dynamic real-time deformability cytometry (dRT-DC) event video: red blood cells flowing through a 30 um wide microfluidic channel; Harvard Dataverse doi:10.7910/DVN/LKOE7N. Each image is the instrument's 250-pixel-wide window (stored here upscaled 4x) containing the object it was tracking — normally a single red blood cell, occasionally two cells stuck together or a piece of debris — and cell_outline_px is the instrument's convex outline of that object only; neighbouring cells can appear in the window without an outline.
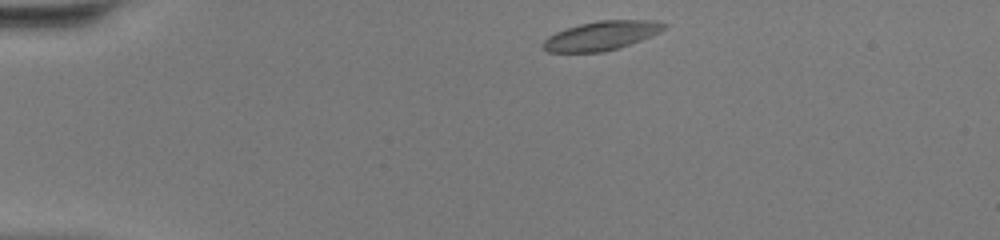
{"species": "common noctule bat (a hibernating species)", "species_latin": "Nyctalus noctula", "temperature_condition": "warm", "stored_images_in_passage": 39, "camera_frame_rate_fps": 3000, "um_per_image_px": 0.085, "animal": {"sex": "female", "body_mass_g": 20.0, "forearm_length_mm": 54.0}, "frame": {"image": 1, "passage_image": 1, "time_ms": 0.0, "image_size_px": [1000, 240], "cell_outline_px": [[668, 28], [660, 32], [620, 48], [604, 52], [548, 52], [540, 44], [548, 36], [556, 32], [580, 24], [600, 20], [656, 20], [668, 24]], "centroid_in_image_um": [51.15, 3.03], "position_along_channel_um": 33.8, "area_um2": 20.58}}
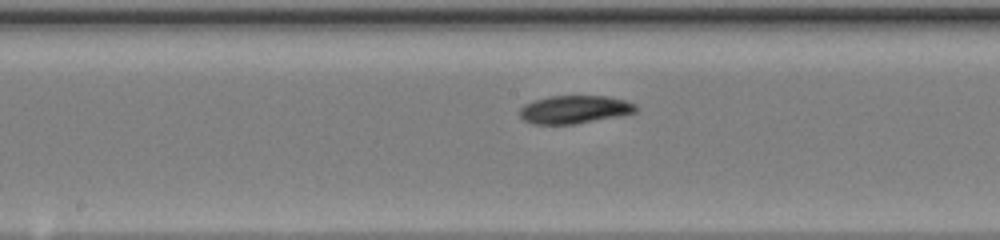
{"frame": {"image": 2, "passage_image": 17, "time_ms": 5.333, "image_size_px": [1000, 240], "cell_outline_px": [[640, 108], [636, 112], [624, 116], [576, 124], [532, 124], [524, 120], [520, 116], [520, 108], [524, 104], [548, 96], [608, 96], [624, 100], [636, 104]], "centroid_in_image_um": [48.9, 9.31], "position_along_channel_um": 199.3, "area_um2": 19.31}}
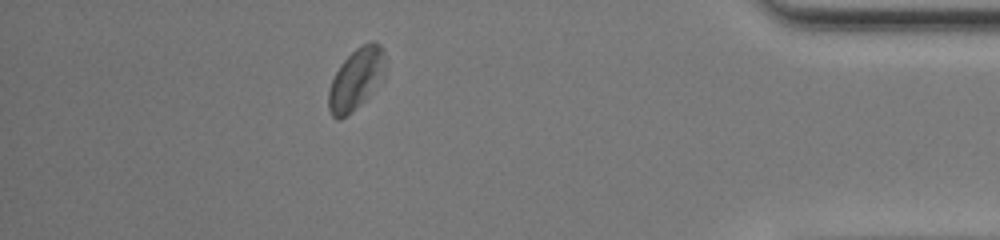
{"frame": {"image": 3, "passage_image": 34, "time_ms": 11.0, "image_size_px": [1000, 240], "cell_outline_px": [[388, 68], [384, 80], [352, 112], [340, 120], [336, 120], [332, 116], [328, 108], [328, 92], [332, 80], [340, 64], [356, 48], [372, 40], [376, 40], [380, 44], [384, 52]], "centroid_in_image_um": [30.32, 6.71], "position_along_channel_um": 404.9, "area_um2": 20.81}, "authors_computed_cell_mechanics": {"area_um2": 19.7098, "velocity_mm_per_s": 4.2987, "shape_relaxation_time_tau1_ms": 2.9409, "shape_relaxation_time_tau2_ms": null, "deformation_change_tau1": 0.1151, "deformation_change_tau2": null}}